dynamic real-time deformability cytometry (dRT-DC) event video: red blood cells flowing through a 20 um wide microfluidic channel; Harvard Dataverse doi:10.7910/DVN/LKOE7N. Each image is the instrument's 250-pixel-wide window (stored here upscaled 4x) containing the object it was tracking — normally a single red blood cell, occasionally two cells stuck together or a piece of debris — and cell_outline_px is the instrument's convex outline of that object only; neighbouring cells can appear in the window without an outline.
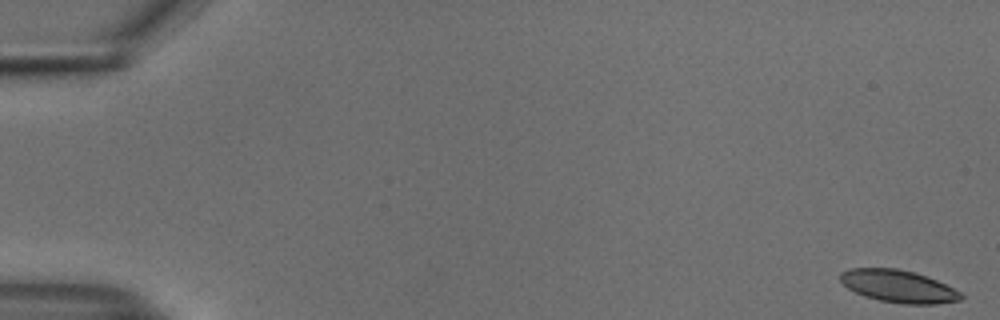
{"species": "common noctule bat (a hibernating species)", "species_latin": "Nyctalus noctula", "temperature_condition": "cold", "stored_images_in_passage": 54, "camera_frame_rate_fps": 3000, "um_per_image_px": 0.085, "animal": {"sex": "male", "body_mass_g": 18.8}, "frame": {"image": 1, "passage_image": 1, "time_ms": 0.0, "image_size_px": [1000, 320], "cell_outline_px": [[964, 296], [960, 300], [936, 304], [904, 304], [880, 300], [864, 296], [848, 288], [840, 280], [840, 272], [852, 268], [896, 268], [912, 272], [936, 280], [960, 292]], "centroid_in_image_um": [76.34, 24.33], "position_along_channel_um": 8.7, "area_um2": 22.48}}
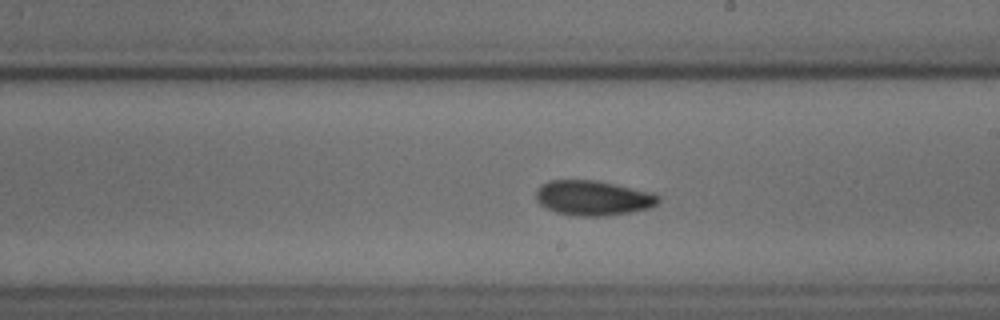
{"frame": {"image": 2, "passage_image": 32, "time_ms": 10.333, "image_size_px": [1000, 320], "cell_outline_px": [[660, 200], [656, 204], [648, 208], [628, 212], [604, 216], [576, 216], [556, 212], [540, 204], [536, 200], [536, 192], [548, 180], [596, 180], [652, 192], [660, 196]], "centroid_in_image_um": [50.42, 16.82], "position_along_channel_um": 238.6, "area_um2": 24.68}}
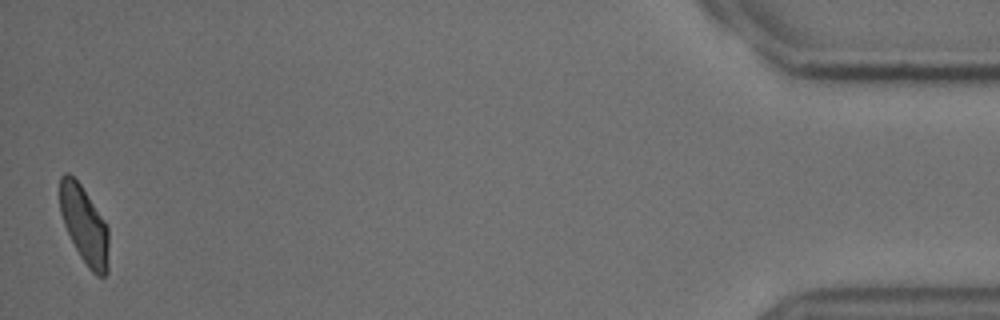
{"frame": {"image": 3, "passage_image": 54, "time_ms": 17.667, "image_size_px": [1000, 320], "cell_outline_px": [[108, 272], [104, 276], [96, 276], [88, 268], [80, 256], [64, 224], [60, 212], [60, 176], [64, 172], [68, 172], [80, 184], [104, 220], [108, 228]], "centroid_in_image_um": [7.17, 19.14], "position_along_channel_um": 428.0, "area_um2": 21.85}, "authors_computed_cell_mechanics": {"area_um2": 23.5824, "velocity_mm_per_s": 3.7312, "shape_relaxation_time_tau1_ms": 7.2041, "shape_relaxation_time_tau2_ms": 3.6156, "deformation_change_tau1": 0.1252, "deformation_change_tau2": 0.0855}}